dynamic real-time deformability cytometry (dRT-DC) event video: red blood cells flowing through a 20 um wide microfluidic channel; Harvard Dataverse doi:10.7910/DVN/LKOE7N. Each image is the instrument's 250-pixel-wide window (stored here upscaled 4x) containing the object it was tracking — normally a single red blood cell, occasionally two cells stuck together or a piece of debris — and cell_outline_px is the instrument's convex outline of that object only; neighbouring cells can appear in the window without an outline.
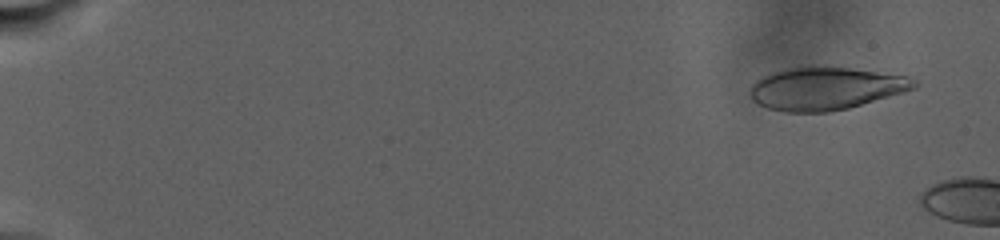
{"species": "human", "species_latin": "Homo sapiens", "temperature_condition": "warm", "stored_images_in_passage": 8, "camera_frame_rate_fps": 3000, "um_per_image_px": 0.085, "donor": {"sex": "male"}, "frame": {"image": 1, "passage_image": 3, "time_ms": 1.333, "image_size_px": [1000, 240], "cell_outline_px": [[920, 84], [916, 88], [904, 92], [848, 108], [828, 112], [784, 112], [768, 108], [752, 100], [748, 92], [752, 84], [756, 80], [764, 76], [776, 72], [808, 64], [848, 68], [908, 76], [916, 80]], "centroid_in_image_um": [70.19, 7.51], "position_along_channel_um": 14.8, "area_um2": 41.04}}